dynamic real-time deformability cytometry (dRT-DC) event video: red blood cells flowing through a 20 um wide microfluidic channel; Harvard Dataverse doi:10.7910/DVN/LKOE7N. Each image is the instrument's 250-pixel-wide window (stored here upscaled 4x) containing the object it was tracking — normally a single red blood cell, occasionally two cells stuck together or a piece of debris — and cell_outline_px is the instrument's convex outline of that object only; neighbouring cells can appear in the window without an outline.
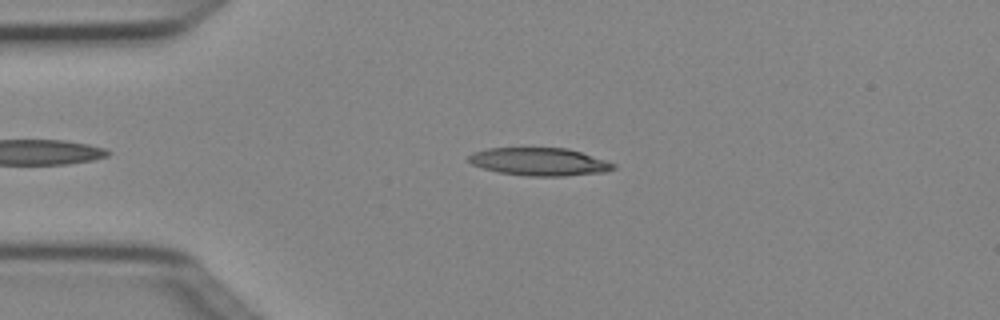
{"species": "Egyptian fruit bat (a non-hibernating species)", "species_latin": "Rousettus aegyptiacus", "temperature_condition": "cold", "stored_images_in_passage": 2, "camera_frame_rate_fps": 3000, "um_per_image_px": 0.085, "animal": {"sex": "female"}, "frame": {"image": 1, "passage_image": 1, "time_ms": 0.0, "image_size_px": [1000, 320], "cell_outline_px": [[616, 168], [608, 172], [564, 176], [528, 176], [500, 172], [484, 168], [472, 164], [468, 160], [468, 156], [472, 152], [488, 148], [568, 148], [616, 164]], "centroid_in_image_um": [45.86, 13.75], "position_along_channel_um": 39.1, "area_um2": 23.41}}